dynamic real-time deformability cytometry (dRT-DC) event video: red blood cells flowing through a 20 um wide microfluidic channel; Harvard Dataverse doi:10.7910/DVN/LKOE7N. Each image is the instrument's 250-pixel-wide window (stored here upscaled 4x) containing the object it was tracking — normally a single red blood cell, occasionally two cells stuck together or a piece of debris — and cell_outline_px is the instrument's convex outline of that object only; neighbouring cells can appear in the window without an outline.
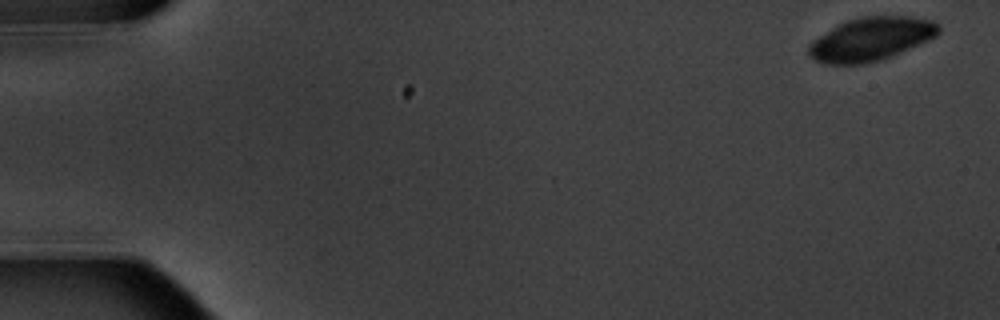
{"species": "common noctule bat (a hibernating species)", "species_latin": "Nyctalus noctula", "temperature_condition": "warm", "stored_images_in_passage": 6, "segment_of_instrument_passage": [1, 2], "camera_frame_rate_fps": 3000, "um_per_image_px": 0.085, "animal": {"sex": "male", "body_mass_g": 20.1, "forearm_length_mm": 53.5}, "frame": {"image": 1, "passage_image": 1, "time_ms": 0.0, "image_size_px": [1000, 320], "cell_outline_px": [[940, 32], [936, 36], [892, 56], [880, 60], [860, 64], [824, 64], [816, 60], [808, 52], [808, 48], [812, 40], [836, 24], [844, 20], [860, 16], [912, 16], [932, 20], [940, 28]], "centroid_in_image_um": [74.01, 3.3], "position_along_channel_um": 11.0, "area_um2": 32.89}}